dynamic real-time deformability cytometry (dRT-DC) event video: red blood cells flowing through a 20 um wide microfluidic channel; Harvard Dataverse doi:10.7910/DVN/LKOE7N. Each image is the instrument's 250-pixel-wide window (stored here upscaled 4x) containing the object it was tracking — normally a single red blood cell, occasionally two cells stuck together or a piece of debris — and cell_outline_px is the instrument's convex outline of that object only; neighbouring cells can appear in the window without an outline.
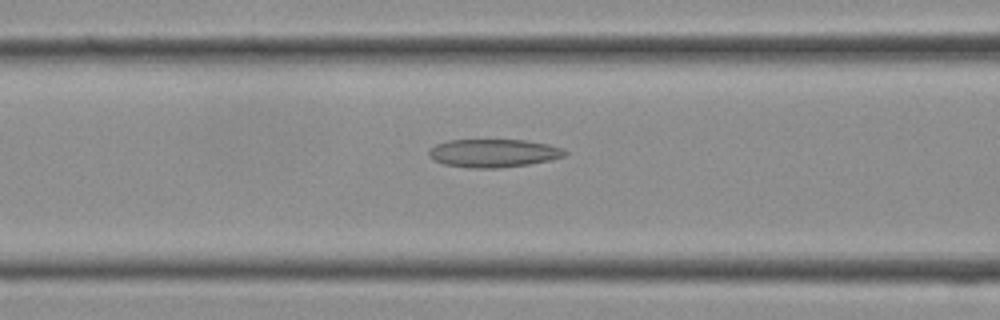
{"species": "Egyptian fruit bat (a non-hibernating species)", "species_latin": "Rousettus aegyptiacus", "temperature_condition": "cold", "stored_images_in_passage": 15, "camera_frame_rate_fps": 3000, "um_per_image_px": 0.085, "frame": {"image": 1, "passage_image": 7, "time_ms": 2.0, "image_size_px": [1000, 320], "cell_outline_px": [[568, 152], [564, 156], [548, 160], [528, 164], [500, 168], [468, 168], [444, 164], [432, 160], [428, 156], [428, 148], [436, 144], [448, 140], [524, 140], [548, 144], [564, 148]], "centroid_in_image_um": [41.9, 13.01], "position_along_channel_um": 124.7, "area_um2": 22.48}}
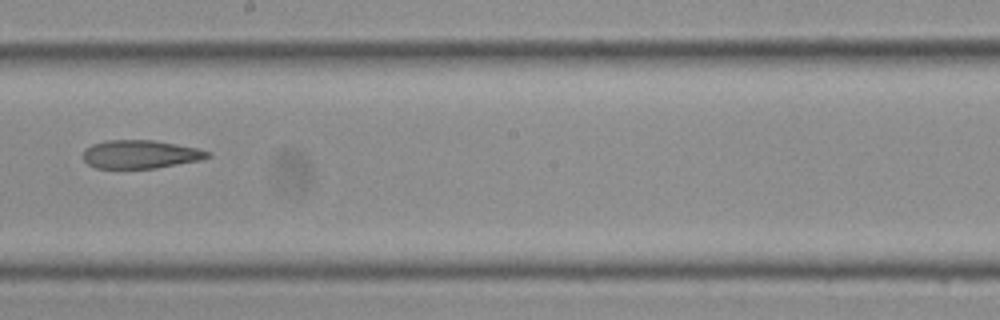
{"frame": {"image": 2, "passage_image": 12, "time_ms": 3.667, "image_size_px": [1000, 320], "cell_outline_px": [[212, 156], [200, 160], [156, 168], [96, 168], [88, 164], [84, 160], [84, 148], [92, 144], [108, 140], [152, 140], [200, 148], [212, 152]], "centroid_in_image_um": [11.97, 13.11], "position_along_channel_um": 236.2, "area_um2": 20.63}}
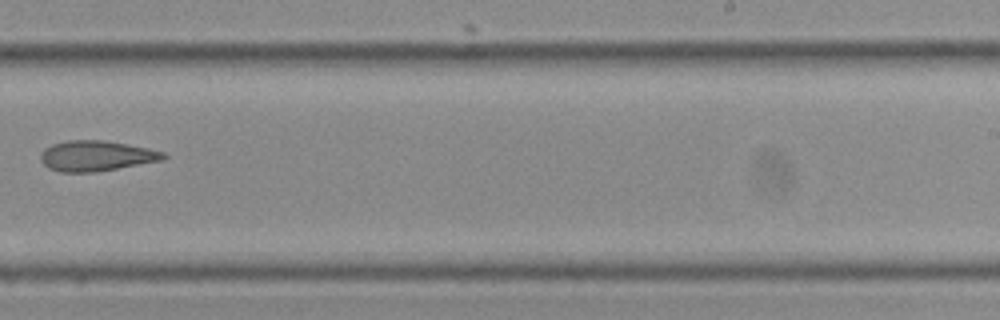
{"frame": {"image": 3, "passage_image": 14, "time_ms": 4.333, "image_size_px": [1000, 320], "cell_outline_px": [[168, 156], [164, 160], [96, 172], [60, 172], [48, 168], [40, 160], [40, 152], [44, 148], [52, 144], [68, 140], [104, 140], [148, 148], [164, 152]], "centroid_in_image_um": [8.17, 13.25], "position_along_channel_um": 280.8, "area_um2": 21.91}}